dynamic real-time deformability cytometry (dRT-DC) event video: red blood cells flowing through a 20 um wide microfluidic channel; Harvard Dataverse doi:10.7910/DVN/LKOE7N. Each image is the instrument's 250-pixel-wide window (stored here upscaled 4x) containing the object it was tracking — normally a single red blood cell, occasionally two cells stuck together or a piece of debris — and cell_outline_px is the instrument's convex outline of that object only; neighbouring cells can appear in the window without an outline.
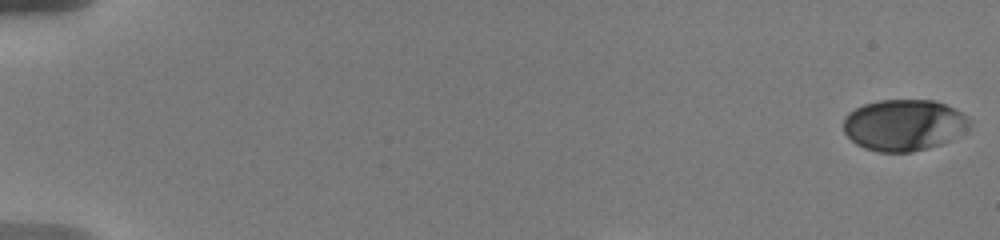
{"species": "human", "species_latin": "Homo sapiens", "temperature_condition": "warm", "stored_images_in_passage": 10, "camera_frame_rate_fps": 3000, "um_per_image_px": 0.085, "donor": {"sex": "male"}, "frame": {"image": 1, "passage_image": 1, "time_ms": 0.0, "image_size_px": [1000, 240], "cell_outline_px": [[972, 124], [968, 128], [948, 140], [940, 144], [928, 148], [912, 152], [876, 152], [864, 148], [856, 144], [844, 132], [844, 116], [848, 112], [864, 104], [880, 100], [936, 100], [956, 108], [968, 116], [972, 120]], "centroid_in_image_um": [76.84, 10.62], "position_along_channel_um": 8.2, "area_um2": 37.97}}
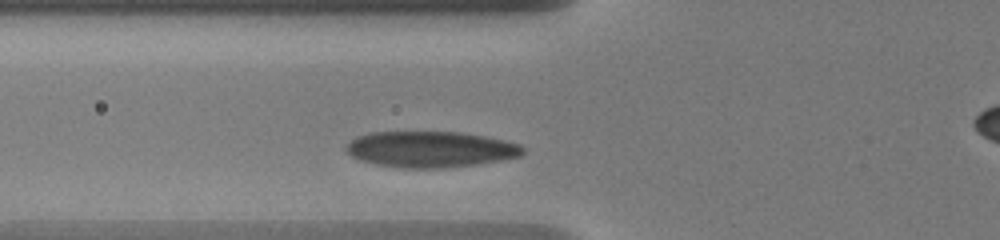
{"frame": {"image": 2, "passage_image": 10, "time_ms": 4.333, "image_size_px": [1000, 240], "cell_outline_px": [[524, 152], [520, 156], [500, 160], [476, 164], [444, 168], [400, 168], [376, 164], [360, 160], [352, 156], [344, 148], [356, 136], [372, 132], [460, 132], [484, 136], [504, 140], [520, 144], [524, 148]], "centroid_in_image_um": [36.58, 12.69], "position_along_channel_um": 89.2, "area_um2": 37.05}}